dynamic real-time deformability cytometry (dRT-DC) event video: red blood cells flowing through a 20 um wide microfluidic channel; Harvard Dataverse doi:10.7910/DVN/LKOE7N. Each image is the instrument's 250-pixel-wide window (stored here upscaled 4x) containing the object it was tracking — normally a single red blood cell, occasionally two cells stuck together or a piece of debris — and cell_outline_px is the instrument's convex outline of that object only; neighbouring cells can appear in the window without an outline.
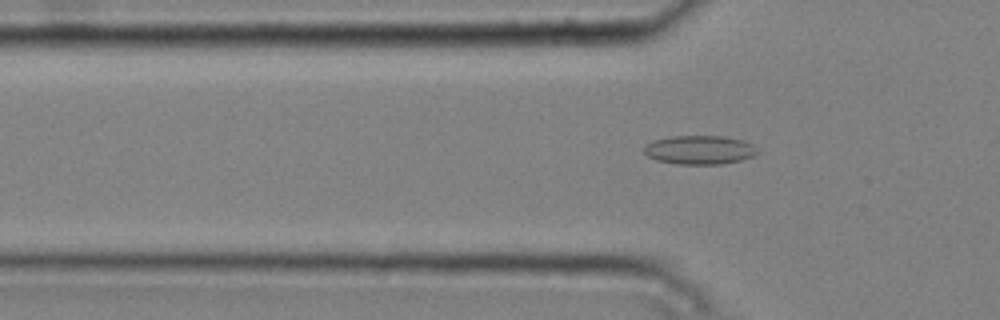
{"species": "common noctule bat (a hibernating species)", "species_latin": "Nyctalus noctula", "temperature_condition": "cold", "stored_images_in_passage": 2, "camera_frame_rate_fps": 3000, "um_per_image_px": 0.085, "animal": {"sex": "male", "body_mass_g": 20.4}, "frame": {"image": 1, "passage_image": 2, "time_ms": 0.333, "image_size_px": [1000, 320], "cell_outline_px": [[760, 152], [752, 156], [740, 160], [720, 164], [676, 164], [656, 160], [648, 156], [644, 152], [644, 148], [648, 144], [656, 140], [672, 136], [724, 136], [740, 140], [752, 144]], "centroid_in_image_um": [59.47, 12.74], "position_along_channel_um": 66.3, "area_um2": 18.84}}